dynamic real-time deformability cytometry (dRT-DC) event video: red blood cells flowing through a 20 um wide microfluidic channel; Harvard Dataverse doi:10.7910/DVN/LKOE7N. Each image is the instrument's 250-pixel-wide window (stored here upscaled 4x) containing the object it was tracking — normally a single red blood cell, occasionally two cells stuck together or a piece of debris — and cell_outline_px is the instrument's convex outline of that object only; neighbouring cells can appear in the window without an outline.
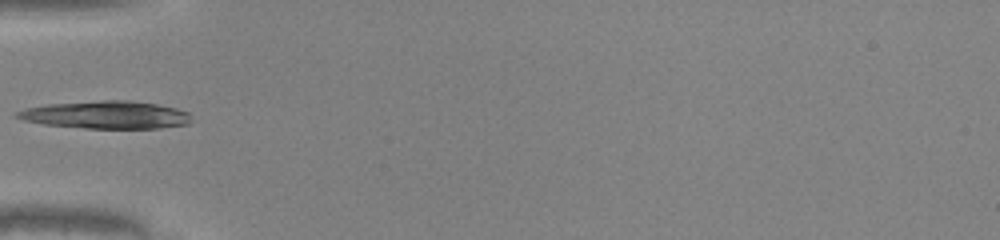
{"species": "common noctule bat (a hibernating species)", "species_latin": "Nyctalus noctula", "temperature_condition": "warm", "stored_images_in_passage": 30, "camera_frame_rate_fps": 3000, "um_per_image_px": 0.085, "animal": {"sex": "male", "body_mass_g": 20.0, "forearm_length_mm": 53.3}, "frame": {"image": 1, "passage_image": 1, "time_ms": 0.0, "image_size_px": [1000, 240], "cell_outline_px": [[188, 124], [160, 128], [84, 128], [44, 124], [24, 120], [12, 116], [16, 112], [24, 108], [48, 104], [104, 100], [128, 100], [156, 104], [176, 108], [188, 112]], "centroid_in_image_um": [8.96, 9.76], "position_along_channel_um": 76.0, "area_um2": 27.92}}
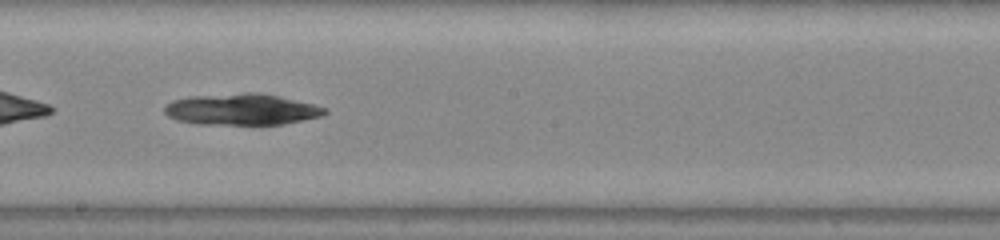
{"frame": {"image": 2, "passage_image": 12, "time_ms": 3.667, "image_size_px": [1000, 240], "cell_outline_px": [[328, 112], [320, 116], [284, 124], [196, 124], [176, 120], [168, 116], [164, 112], [164, 108], [172, 100], [188, 96], [244, 92], [260, 92], [280, 96], [328, 108]], "centroid_in_image_um": [20.52, 9.28], "position_along_channel_um": 227.7, "area_um2": 29.42}}
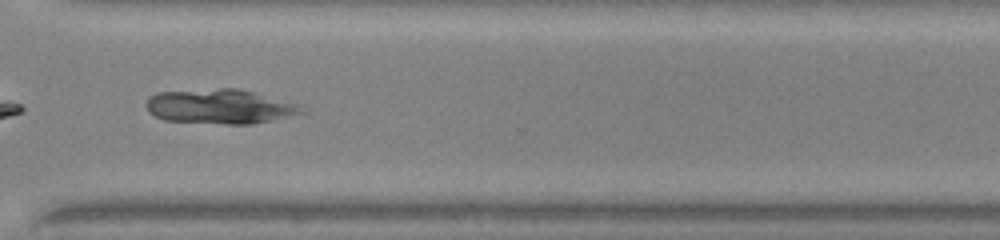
{"frame": {"image": 3, "passage_image": 21, "time_ms": 6.667, "image_size_px": [1000, 240], "cell_outline_px": [[308, 112], [252, 124], [224, 124], [164, 120], [148, 112], [144, 104], [148, 96], [156, 92], [220, 88], [240, 88], [300, 104], [308, 108]], "centroid_in_image_um": [18.72, 9.04], "position_along_channel_um": 351.9, "area_um2": 31.85}}